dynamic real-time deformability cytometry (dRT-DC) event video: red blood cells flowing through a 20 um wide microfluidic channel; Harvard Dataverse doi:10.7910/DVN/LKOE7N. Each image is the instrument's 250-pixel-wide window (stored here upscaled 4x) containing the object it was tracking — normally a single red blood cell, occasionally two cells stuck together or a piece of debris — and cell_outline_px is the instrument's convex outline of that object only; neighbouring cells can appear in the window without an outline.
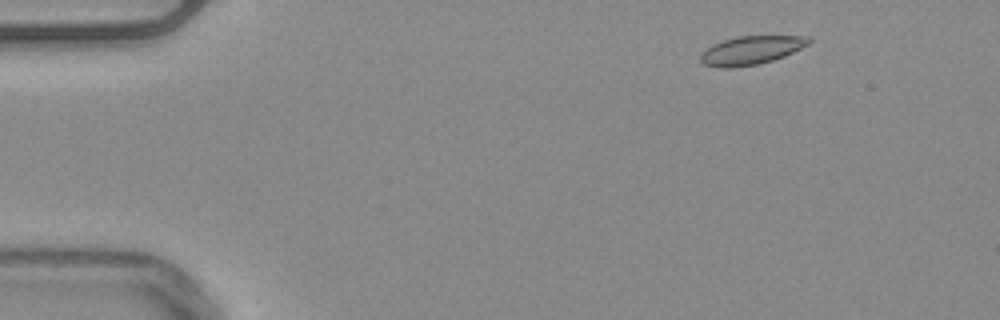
{"species": "common noctule bat (a hibernating species)", "species_latin": "Nyctalus noctula", "temperature_condition": "warm", "stored_images_in_passage": 11, "camera_frame_rate_fps": 3000, "um_per_image_px": 0.085, "animal": {"sex": "male", "body_mass_g": 20.4}, "frame": {"image": 1, "passage_image": 4, "time_ms": 1.0, "image_size_px": [1000, 320], "cell_outline_px": [[812, 44], [784, 56], [772, 60], [756, 64], [732, 68], [720, 68], [704, 64], [700, 60], [700, 52], [704, 48], [712, 44], [736, 36], [808, 36], [812, 40]], "centroid_in_image_um": [63.84, 4.26], "position_along_channel_um": 21.2, "area_um2": 18.21}}